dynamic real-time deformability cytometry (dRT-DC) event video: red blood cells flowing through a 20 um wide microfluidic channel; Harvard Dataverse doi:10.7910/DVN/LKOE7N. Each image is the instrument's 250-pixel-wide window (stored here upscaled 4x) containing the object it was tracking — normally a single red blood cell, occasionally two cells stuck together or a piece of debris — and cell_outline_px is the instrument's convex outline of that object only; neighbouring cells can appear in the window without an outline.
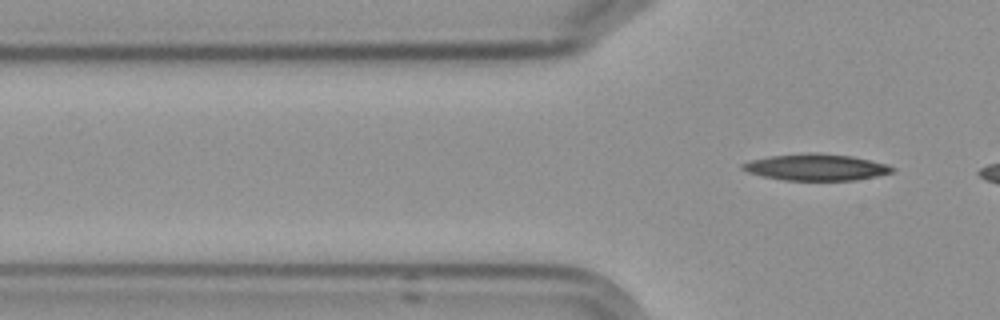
{"species": "Egyptian fruit bat (a non-hibernating species)", "species_latin": "Rousettus aegyptiacus", "temperature_condition": "cold", "stored_images_in_passage": 7, "segment_of_instrument_passage": [2, 2], "camera_frame_rate_fps": 3000, "um_per_image_px": 0.085, "frame": {"image": 1, "passage_image": 7, "time_ms": 8.0, "image_size_px": [1000, 320], "cell_outline_px": [[896, 168], [892, 172], [876, 176], [856, 180], [784, 180], [764, 176], [748, 172], [740, 168], [740, 164], [752, 160], [772, 156], [808, 152], [820, 152], [852, 156], [888, 164]], "centroid_in_image_um": [69.39, 14.2], "position_along_channel_um": 56.4, "area_um2": 23.12}}